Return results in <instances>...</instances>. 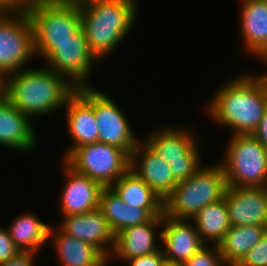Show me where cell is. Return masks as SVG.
<instances>
[{
  "mask_svg": "<svg viewBox=\"0 0 267 266\" xmlns=\"http://www.w3.org/2000/svg\"><path fill=\"white\" fill-rule=\"evenodd\" d=\"M94 112L98 142L117 146L130 156L138 144L129 120L117 104L99 89H94Z\"/></svg>",
  "mask_w": 267,
  "mask_h": 266,
  "instance_id": "cell-10",
  "label": "cell"
},
{
  "mask_svg": "<svg viewBox=\"0 0 267 266\" xmlns=\"http://www.w3.org/2000/svg\"><path fill=\"white\" fill-rule=\"evenodd\" d=\"M65 1L81 4V3L88 1V0H65Z\"/></svg>",
  "mask_w": 267,
  "mask_h": 266,
  "instance_id": "cell-38",
  "label": "cell"
},
{
  "mask_svg": "<svg viewBox=\"0 0 267 266\" xmlns=\"http://www.w3.org/2000/svg\"><path fill=\"white\" fill-rule=\"evenodd\" d=\"M162 224L163 216H156L144 224L123 229L115 235V245L110 257L114 256L126 262L132 258L142 257L161 250L156 239H160V241L162 239V229H158ZM158 233L159 235H157Z\"/></svg>",
  "mask_w": 267,
  "mask_h": 266,
  "instance_id": "cell-17",
  "label": "cell"
},
{
  "mask_svg": "<svg viewBox=\"0 0 267 266\" xmlns=\"http://www.w3.org/2000/svg\"><path fill=\"white\" fill-rule=\"evenodd\" d=\"M205 244L183 266H227L222 260L217 245Z\"/></svg>",
  "mask_w": 267,
  "mask_h": 266,
  "instance_id": "cell-27",
  "label": "cell"
},
{
  "mask_svg": "<svg viewBox=\"0 0 267 266\" xmlns=\"http://www.w3.org/2000/svg\"><path fill=\"white\" fill-rule=\"evenodd\" d=\"M227 180L221 165L202 166L190 178L179 181L164 200V215L192 219L203 207L225 197Z\"/></svg>",
  "mask_w": 267,
  "mask_h": 266,
  "instance_id": "cell-5",
  "label": "cell"
},
{
  "mask_svg": "<svg viewBox=\"0 0 267 266\" xmlns=\"http://www.w3.org/2000/svg\"><path fill=\"white\" fill-rule=\"evenodd\" d=\"M22 0H0V13H15L23 7Z\"/></svg>",
  "mask_w": 267,
  "mask_h": 266,
  "instance_id": "cell-34",
  "label": "cell"
},
{
  "mask_svg": "<svg viewBox=\"0 0 267 266\" xmlns=\"http://www.w3.org/2000/svg\"><path fill=\"white\" fill-rule=\"evenodd\" d=\"M164 260V253L161 249L149 255L132 258L127 260L126 263L130 266H161Z\"/></svg>",
  "mask_w": 267,
  "mask_h": 266,
  "instance_id": "cell-31",
  "label": "cell"
},
{
  "mask_svg": "<svg viewBox=\"0 0 267 266\" xmlns=\"http://www.w3.org/2000/svg\"><path fill=\"white\" fill-rule=\"evenodd\" d=\"M61 223L59 228L64 233L94 246L110 262L115 235L99 209L84 214L63 216Z\"/></svg>",
  "mask_w": 267,
  "mask_h": 266,
  "instance_id": "cell-14",
  "label": "cell"
},
{
  "mask_svg": "<svg viewBox=\"0 0 267 266\" xmlns=\"http://www.w3.org/2000/svg\"><path fill=\"white\" fill-rule=\"evenodd\" d=\"M174 178L179 182L190 178L201 167V161H177L169 164Z\"/></svg>",
  "mask_w": 267,
  "mask_h": 266,
  "instance_id": "cell-29",
  "label": "cell"
},
{
  "mask_svg": "<svg viewBox=\"0 0 267 266\" xmlns=\"http://www.w3.org/2000/svg\"><path fill=\"white\" fill-rule=\"evenodd\" d=\"M267 231V226H231L217 244L227 266H237Z\"/></svg>",
  "mask_w": 267,
  "mask_h": 266,
  "instance_id": "cell-24",
  "label": "cell"
},
{
  "mask_svg": "<svg viewBox=\"0 0 267 266\" xmlns=\"http://www.w3.org/2000/svg\"><path fill=\"white\" fill-rule=\"evenodd\" d=\"M215 93L206 109L216 124L232 135L253 134L267 110V72L241 73Z\"/></svg>",
  "mask_w": 267,
  "mask_h": 266,
  "instance_id": "cell-1",
  "label": "cell"
},
{
  "mask_svg": "<svg viewBox=\"0 0 267 266\" xmlns=\"http://www.w3.org/2000/svg\"><path fill=\"white\" fill-rule=\"evenodd\" d=\"M99 210L104 214L114 235L127 227L144 224L153 218L146 209L131 208L111 187L103 188Z\"/></svg>",
  "mask_w": 267,
  "mask_h": 266,
  "instance_id": "cell-23",
  "label": "cell"
},
{
  "mask_svg": "<svg viewBox=\"0 0 267 266\" xmlns=\"http://www.w3.org/2000/svg\"><path fill=\"white\" fill-rule=\"evenodd\" d=\"M34 55L33 27L25 8L15 13H0L1 77L25 68Z\"/></svg>",
  "mask_w": 267,
  "mask_h": 266,
  "instance_id": "cell-8",
  "label": "cell"
},
{
  "mask_svg": "<svg viewBox=\"0 0 267 266\" xmlns=\"http://www.w3.org/2000/svg\"><path fill=\"white\" fill-rule=\"evenodd\" d=\"M4 79L0 75V97L3 95Z\"/></svg>",
  "mask_w": 267,
  "mask_h": 266,
  "instance_id": "cell-37",
  "label": "cell"
},
{
  "mask_svg": "<svg viewBox=\"0 0 267 266\" xmlns=\"http://www.w3.org/2000/svg\"><path fill=\"white\" fill-rule=\"evenodd\" d=\"M44 61L47 68L66 77L77 88L92 86L88 83L92 66L100 62L91 52L82 28L73 39L55 43V50Z\"/></svg>",
  "mask_w": 267,
  "mask_h": 266,
  "instance_id": "cell-9",
  "label": "cell"
},
{
  "mask_svg": "<svg viewBox=\"0 0 267 266\" xmlns=\"http://www.w3.org/2000/svg\"><path fill=\"white\" fill-rule=\"evenodd\" d=\"M37 132L31 119L4 95L0 97V146L28 152L37 146Z\"/></svg>",
  "mask_w": 267,
  "mask_h": 266,
  "instance_id": "cell-19",
  "label": "cell"
},
{
  "mask_svg": "<svg viewBox=\"0 0 267 266\" xmlns=\"http://www.w3.org/2000/svg\"><path fill=\"white\" fill-rule=\"evenodd\" d=\"M37 253L31 251H20L14 257L0 266H35V256Z\"/></svg>",
  "mask_w": 267,
  "mask_h": 266,
  "instance_id": "cell-32",
  "label": "cell"
},
{
  "mask_svg": "<svg viewBox=\"0 0 267 266\" xmlns=\"http://www.w3.org/2000/svg\"><path fill=\"white\" fill-rule=\"evenodd\" d=\"M110 187L131 208L146 209L153 217L163 216L164 201L131 169Z\"/></svg>",
  "mask_w": 267,
  "mask_h": 266,
  "instance_id": "cell-21",
  "label": "cell"
},
{
  "mask_svg": "<svg viewBox=\"0 0 267 266\" xmlns=\"http://www.w3.org/2000/svg\"><path fill=\"white\" fill-rule=\"evenodd\" d=\"M67 130L74 140L64 159L77 147L98 142V127L94 112V88L79 87L66 105Z\"/></svg>",
  "mask_w": 267,
  "mask_h": 266,
  "instance_id": "cell-11",
  "label": "cell"
},
{
  "mask_svg": "<svg viewBox=\"0 0 267 266\" xmlns=\"http://www.w3.org/2000/svg\"><path fill=\"white\" fill-rule=\"evenodd\" d=\"M142 143L139 142L131 154L130 169L164 201L178 181L169 163L159 157L145 141Z\"/></svg>",
  "mask_w": 267,
  "mask_h": 266,
  "instance_id": "cell-15",
  "label": "cell"
},
{
  "mask_svg": "<svg viewBox=\"0 0 267 266\" xmlns=\"http://www.w3.org/2000/svg\"><path fill=\"white\" fill-rule=\"evenodd\" d=\"M25 67L4 78L3 95L30 119L63 109L77 90L66 77L46 66Z\"/></svg>",
  "mask_w": 267,
  "mask_h": 266,
  "instance_id": "cell-2",
  "label": "cell"
},
{
  "mask_svg": "<svg viewBox=\"0 0 267 266\" xmlns=\"http://www.w3.org/2000/svg\"><path fill=\"white\" fill-rule=\"evenodd\" d=\"M240 28L243 45L256 55L267 44V0H242Z\"/></svg>",
  "mask_w": 267,
  "mask_h": 266,
  "instance_id": "cell-22",
  "label": "cell"
},
{
  "mask_svg": "<svg viewBox=\"0 0 267 266\" xmlns=\"http://www.w3.org/2000/svg\"><path fill=\"white\" fill-rule=\"evenodd\" d=\"M190 130L164 127L150 133L145 142L169 164L177 161H201L197 138Z\"/></svg>",
  "mask_w": 267,
  "mask_h": 266,
  "instance_id": "cell-18",
  "label": "cell"
},
{
  "mask_svg": "<svg viewBox=\"0 0 267 266\" xmlns=\"http://www.w3.org/2000/svg\"><path fill=\"white\" fill-rule=\"evenodd\" d=\"M256 57L267 62V44L256 54Z\"/></svg>",
  "mask_w": 267,
  "mask_h": 266,
  "instance_id": "cell-35",
  "label": "cell"
},
{
  "mask_svg": "<svg viewBox=\"0 0 267 266\" xmlns=\"http://www.w3.org/2000/svg\"><path fill=\"white\" fill-rule=\"evenodd\" d=\"M228 142L219 162L228 186L267 187V149L253 134L231 135Z\"/></svg>",
  "mask_w": 267,
  "mask_h": 266,
  "instance_id": "cell-6",
  "label": "cell"
},
{
  "mask_svg": "<svg viewBox=\"0 0 267 266\" xmlns=\"http://www.w3.org/2000/svg\"><path fill=\"white\" fill-rule=\"evenodd\" d=\"M19 252L20 250L10 237L8 229L5 230L4 227H0V265L7 262Z\"/></svg>",
  "mask_w": 267,
  "mask_h": 266,
  "instance_id": "cell-30",
  "label": "cell"
},
{
  "mask_svg": "<svg viewBox=\"0 0 267 266\" xmlns=\"http://www.w3.org/2000/svg\"><path fill=\"white\" fill-rule=\"evenodd\" d=\"M25 8L33 27L35 56L44 60L55 43L73 39L81 28V6L65 0H27Z\"/></svg>",
  "mask_w": 267,
  "mask_h": 266,
  "instance_id": "cell-4",
  "label": "cell"
},
{
  "mask_svg": "<svg viewBox=\"0 0 267 266\" xmlns=\"http://www.w3.org/2000/svg\"><path fill=\"white\" fill-rule=\"evenodd\" d=\"M191 219H177L163 214L162 251L165 260L184 264L205 244ZM164 245V247H163Z\"/></svg>",
  "mask_w": 267,
  "mask_h": 266,
  "instance_id": "cell-16",
  "label": "cell"
},
{
  "mask_svg": "<svg viewBox=\"0 0 267 266\" xmlns=\"http://www.w3.org/2000/svg\"><path fill=\"white\" fill-rule=\"evenodd\" d=\"M136 1L88 0L80 4L82 29L99 61L108 57L133 27L138 18Z\"/></svg>",
  "mask_w": 267,
  "mask_h": 266,
  "instance_id": "cell-3",
  "label": "cell"
},
{
  "mask_svg": "<svg viewBox=\"0 0 267 266\" xmlns=\"http://www.w3.org/2000/svg\"><path fill=\"white\" fill-rule=\"evenodd\" d=\"M32 212L23 213L12 220L8 229L10 237L20 251L39 252L49 239L50 226Z\"/></svg>",
  "mask_w": 267,
  "mask_h": 266,
  "instance_id": "cell-25",
  "label": "cell"
},
{
  "mask_svg": "<svg viewBox=\"0 0 267 266\" xmlns=\"http://www.w3.org/2000/svg\"><path fill=\"white\" fill-rule=\"evenodd\" d=\"M161 266H183V264L177 263V262H171L168 260H164Z\"/></svg>",
  "mask_w": 267,
  "mask_h": 266,
  "instance_id": "cell-36",
  "label": "cell"
},
{
  "mask_svg": "<svg viewBox=\"0 0 267 266\" xmlns=\"http://www.w3.org/2000/svg\"><path fill=\"white\" fill-rule=\"evenodd\" d=\"M225 201L231 226H267V187H230Z\"/></svg>",
  "mask_w": 267,
  "mask_h": 266,
  "instance_id": "cell-13",
  "label": "cell"
},
{
  "mask_svg": "<svg viewBox=\"0 0 267 266\" xmlns=\"http://www.w3.org/2000/svg\"><path fill=\"white\" fill-rule=\"evenodd\" d=\"M49 240L55 244L60 266H108V259L97 248L64 233L59 227H50Z\"/></svg>",
  "mask_w": 267,
  "mask_h": 266,
  "instance_id": "cell-20",
  "label": "cell"
},
{
  "mask_svg": "<svg viewBox=\"0 0 267 266\" xmlns=\"http://www.w3.org/2000/svg\"><path fill=\"white\" fill-rule=\"evenodd\" d=\"M253 135L267 149V110L260 120L257 129L253 132Z\"/></svg>",
  "mask_w": 267,
  "mask_h": 266,
  "instance_id": "cell-33",
  "label": "cell"
},
{
  "mask_svg": "<svg viewBox=\"0 0 267 266\" xmlns=\"http://www.w3.org/2000/svg\"><path fill=\"white\" fill-rule=\"evenodd\" d=\"M63 160L103 187L115 183L131 164V156L125 150L102 142L79 146Z\"/></svg>",
  "mask_w": 267,
  "mask_h": 266,
  "instance_id": "cell-7",
  "label": "cell"
},
{
  "mask_svg": "<svg viewBox=\"0 0 267 266\" xmlns=\"http://www.w3.org/2000/svg\"><path fill=\"white\" fill-rule=\"evenodd\" d=\"M192 219L204 244L217 245L231 227L225 198L203 207Z\"/></svg>",
  "mask_w": 267,
  "mask_h": 266,
  "instance_id": "cell-26",
  "label": "cell"
},
{
  "mask_svg": "<svg viewBox=\"0 0 267 266\" xmlns=\"http://www.w3.org/2000/svg\"><path fill=\"white\" fill-rule=\"evenodd\" d=\"M63 162L62 173L66 178L59 198L61 216L84 214L99 209L100 195L104 187Z\"/></svg>",
  "mask_w": 267,
  "mask_h": 266,
  "instance_id": "cell-12",
  "label": "cell"
},
{
  "mask_svg": "<svg viewBox=\"0 0 267 266\" xmlns=\"http://www.w3.org/2000/svg\"><path fill=\"white\" fill-rule=\"evenodd\" d=\"M237 266H267V231Z\"/></svg>",
  "mask_w": 267,
  "mask_h": 266,
  "instance_id": "cell-28",
  "label": "cell"
}]
</instances>
